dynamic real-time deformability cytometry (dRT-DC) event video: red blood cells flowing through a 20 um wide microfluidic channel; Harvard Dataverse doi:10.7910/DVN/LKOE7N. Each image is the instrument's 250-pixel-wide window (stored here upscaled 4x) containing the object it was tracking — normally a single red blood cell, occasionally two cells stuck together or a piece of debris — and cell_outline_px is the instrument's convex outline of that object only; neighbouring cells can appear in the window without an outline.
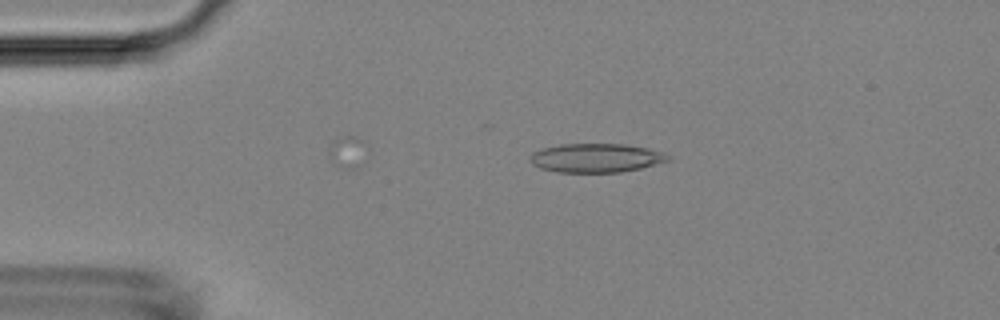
{"species": "Egyptian fruit bat (a non-hibernating species)", "species_latin": "Rousettus aegyptiacus", "temperature_condition": "room temperature", "stored_images_in_passage": 3, "camera_frame_rate_fps": 3000, "um_per_image_px": 0.085, "animal": {"sex": "female"}, "frame": {"image": 1, "passage_image": 2, "time_ms": 0.333, "image_size_px": [1000, 320], "cell_outline_px": [[672, 160], [640, 168], [620, 172], [556, 172], [540, 168], [532, 164], [528, 160], [532, 152], [540, 148], [560, 144], [624, 144], [648, 148], [664, 152], [672, 156]], "centroid_in_image_um": [50.66, 13.42], "position_along_channel_um": 34.3, "area_um2": 23.52}}